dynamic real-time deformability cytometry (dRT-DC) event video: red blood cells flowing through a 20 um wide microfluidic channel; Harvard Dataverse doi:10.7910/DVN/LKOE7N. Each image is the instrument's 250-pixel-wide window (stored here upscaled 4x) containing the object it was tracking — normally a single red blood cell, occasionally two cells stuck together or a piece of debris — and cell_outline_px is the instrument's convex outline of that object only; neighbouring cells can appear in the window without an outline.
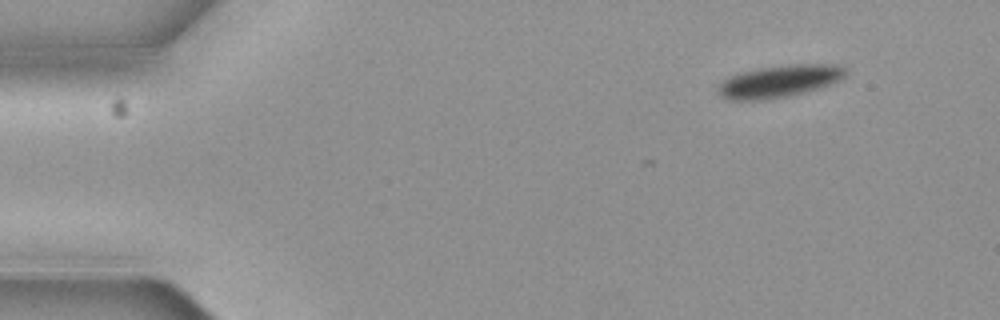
{"species": "common noctule bat (a hibernating species)", "species_latin": "Nyctalus noctula", "temperature_condition": "cold", "stored_images_in_passage": 4, "camera_frame_rate_fps": 3000, "um_per_image_px": 0.085, "animal": {"sex": "female", "body_mass_g": 19.3, "forearm_length_mm": 54.1}, "frame": {"image": 1, "passage_image": 1, "time_ms": 0.0, "image_size_px": [1000, 320], "cell_outline_px": [[848, 72], [840, 80], [832, 84], [820, 88], [788, 96], [764, 100], [724, 100], [716, 92], [716, 88], [728, 76], [740, 72], [760, 68], [788, 64], [840, 64]], "centroid_in_image_um": [66.22, 6.91], "position_along_channel_um": 18.8, "area_um2": 24.33}}
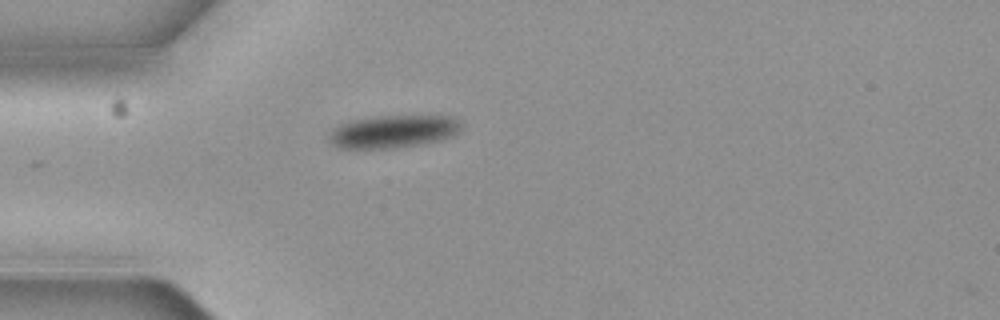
{"frame": {"image": 2, "passage_image": 3, "time_ms": 0.667, "image_size_px": [1000, 320], "cell_outline_px": [[464, 128], [460, 132], [452, 136], [440, 140], [392, 148], [336, 148], [328, 140], [328, 136], [332, 128], [348, 120], [376, 116], [428, 112], [452, 116], [460, 120], [464, 124]], "centroid_in_image_um": [33.52, 11.1], "position_along_channel_um": 51.5, "area_um2": 26.65}}